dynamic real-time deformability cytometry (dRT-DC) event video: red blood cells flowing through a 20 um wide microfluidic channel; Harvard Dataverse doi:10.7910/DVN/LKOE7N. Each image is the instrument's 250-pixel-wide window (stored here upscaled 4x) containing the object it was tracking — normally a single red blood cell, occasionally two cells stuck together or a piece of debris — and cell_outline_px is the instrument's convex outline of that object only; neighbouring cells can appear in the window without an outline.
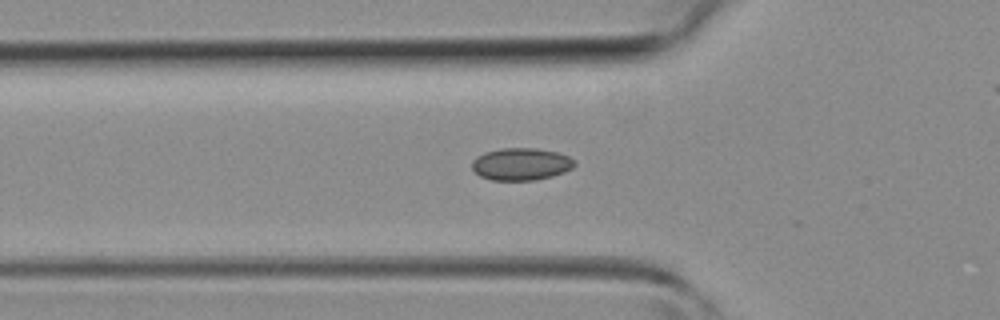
{"species": "common noctule bat (a hibernating species)", "species_latin": "Nyctalus noctula", "temperature_condition": "room temperature", "stored_images_in_passage": 22, "camera_frame_rate_fps": 3000, "um_per_image_px": 0.085, "animal": {"sex": "female", "body_mass_g": 19.3, "forearm_length_mm": 54.1}, "frame": {"image": 1, "passage_image": 9, "time_ms": 2.667, "image_size_px": [1000, 320], "cell_outline_px": [[576, 164], [572, 168], [564, 172], [552, 176], [536, 180], [492, 180], [480, 176], [472, 168], [472, 160], [476, 156], [484, 152], [500, 148], [536, 148], [556, 152], [568, 156], [576, 160]], "centroid_in_image_um": [44.29, 13.94], "position_along_channel_um": 81.5, "area_um2": 19.42}}
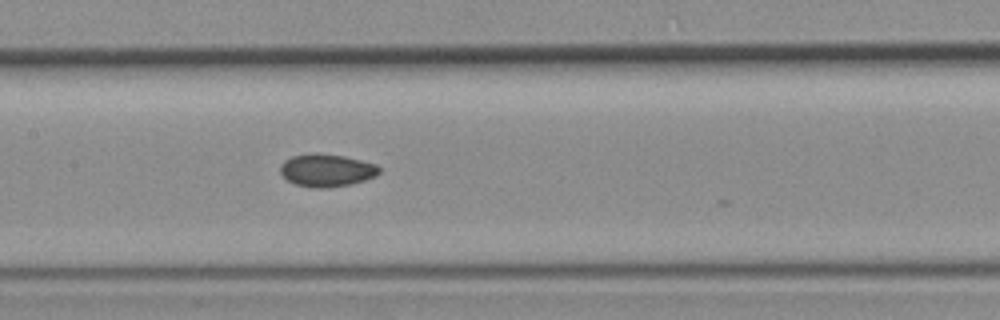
{"frame": {"image": 2, "passage_image": 15, "time_ms": 4.667, "image_size_px": [1000, 320], "cell_outline_px": [[380, 172], [376, 176], [352, 184], [328, 188], [316, 188], [296, 184], [288, 180], [280, 172], [280, 164], [284, 160], [292, 156], [312, 152], [316, 152], [344, 156], [376, 164], [380, 168]], "centroid_in_image_um": [27.76, 14.46], "position_along_channel_um": 179.6, "area_um2": 18.96}}
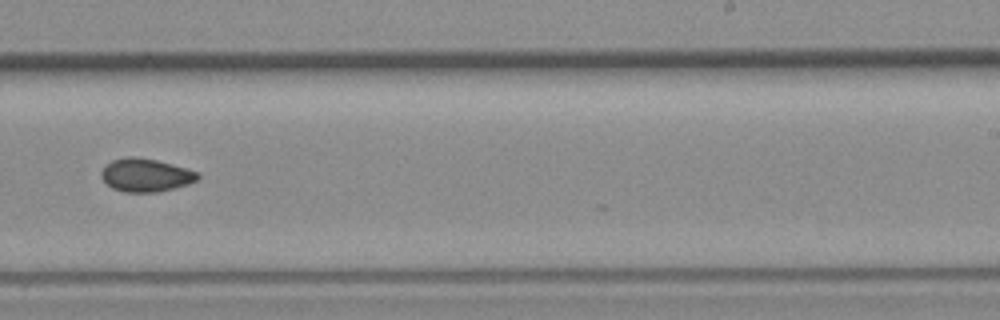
{"frame": {"image": 3, "passage_image": 21, "time_ms": 6.667, "image_size_px": [1000, 320], "cell_outline_px": [[200, 176], [196, 180], [188, 184], [156, 192], [124, 192], [112, 188], [100, 176], [100, 172], [112, 160], [128, 156], [132, 156], [156, 160], [172, 164], [200, 172]], "centroid_in_image_um": [12.39, 14.88], "position_along_channel_um": 276.6, "area_um2": 18.5}}